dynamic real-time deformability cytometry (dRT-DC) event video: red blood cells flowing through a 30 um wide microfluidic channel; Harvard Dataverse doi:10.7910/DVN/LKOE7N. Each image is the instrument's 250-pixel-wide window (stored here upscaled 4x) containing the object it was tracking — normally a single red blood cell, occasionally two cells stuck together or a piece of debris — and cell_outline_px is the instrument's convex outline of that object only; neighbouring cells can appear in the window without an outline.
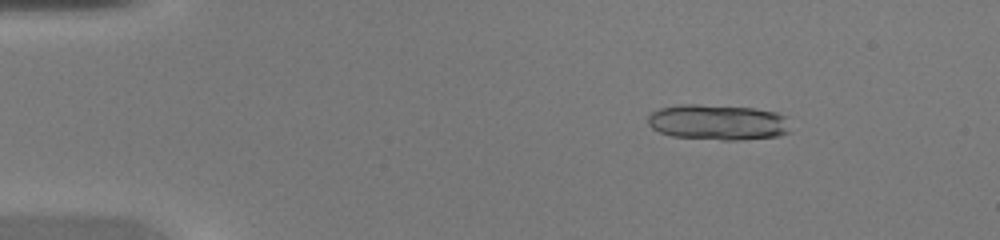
{"species": "common noctule bat (a hibernating species)", "species_latin": "Nyctalus noctula", "temperature_condition": "warm", "stored_images_in_passage": 40, "camera_frame_rate_fps": 3000, "um_per_image_px": 0.085, "animal": {"sex": "female", "body_mass_g": 20.0, "forearm_length_mm": 54.0}, "frame": {"image": 1, "passage_image": 7, "time_ms": 2.0, "image_size_px": [1000, 240], "cell_outline_px": [[788, 132], [780, 136], [740, 140], [720, 140], [672, 136], [660, 132], [652, 128], [648, 124], [648, 116], [652, 112], [660, 108], [680, 104], [696, 104], [756, 108], [776, 112], [788, 116]], "centroid_in_image_um": [61.04, 10.39], "position_along_channel_um": 24.0, "area_um2": 29.77}}
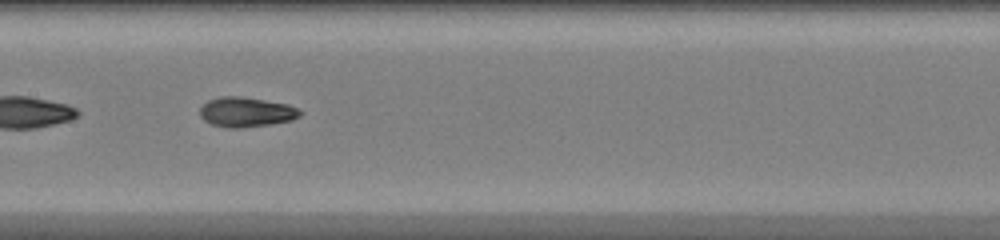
{"frame": {"image": 2, "passage_image": 24, "time_ms": 7.667, "image_size_px": [1000, 240], "cell_outline_px": [[304, 112], [300, 116], [292, 120], [244, 128], [228, 128], [212, 124], [204, 120], [200, 116], [200, 108], [208, 100], [220, 96], [240, 96], [288, 104]], "centroid_in_image_um": [20.92, 9.52], "position_along_channel_um": 186.5, "area_um2": 17.4}}
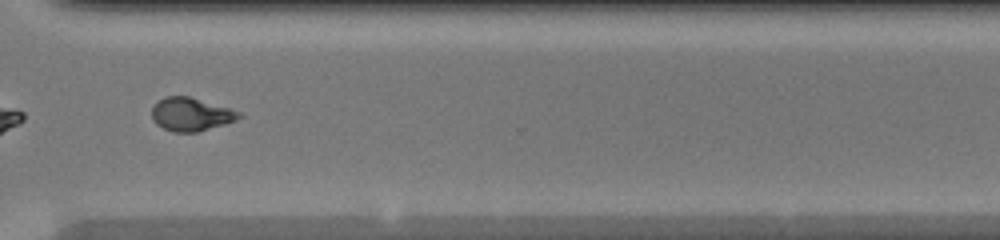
{"frame": {"image": 3, "passage_image": 35, "time_ms": 11.333, "image_size_px": [1000, 240], "cell_outline_px": [[244, 116], [236, 120], [224, 124], [196, 132], [172, 132], [156, 124], [152, 120], [152, 108], [164, 96], [188, 96], [228, 108], [240, 112]], "centroid_in_image_um": [16.22, 9.72], "position_along_channel_um": 354.4, "area_um2": 16.7}}